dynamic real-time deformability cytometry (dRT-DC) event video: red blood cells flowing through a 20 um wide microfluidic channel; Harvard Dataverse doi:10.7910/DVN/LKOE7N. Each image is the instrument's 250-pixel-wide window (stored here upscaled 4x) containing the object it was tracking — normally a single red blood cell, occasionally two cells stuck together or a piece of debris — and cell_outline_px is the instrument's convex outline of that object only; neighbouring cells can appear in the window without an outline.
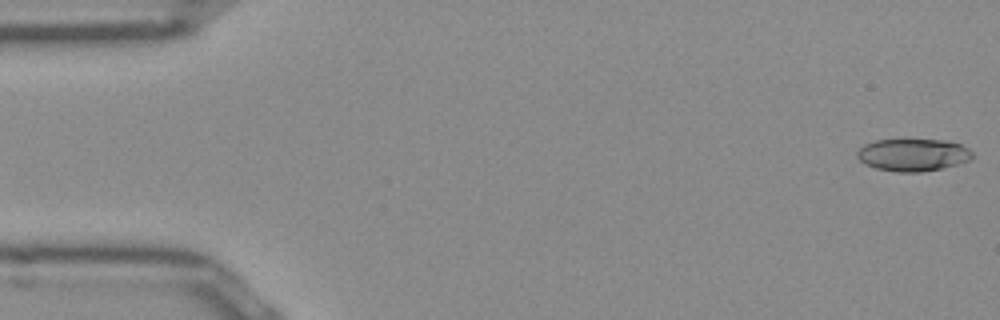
{"species": "Egyptian fruit bat (a non-hibernating species)", "species_latin": "Rousettus aegyptiacus", "temperature_condition": "room temperature", "stored_images_in_passage": 52, "segment_of_instrument_passage": [1, 2], "camera_frame_rate_fps": 3000, "um_per_image_px": 0.085, "frame": {"image": 1, "passage_image": 1, "time_ms": 0.0, "image_size_px": [1000, 320], "cell_outline_px": [[976, 156], [972, 160], [944, 168], [920, 172], [896, 172], [876, 168], [864, 164], [856, 156], [856, 152], [864, 144], [876, 140], [944, 140], [960, 144], [968, 148]], "centroid_in_image_um": [77.63, 13.17], "position_along_channel_um": 7.4, "area_um2": 21.96}}
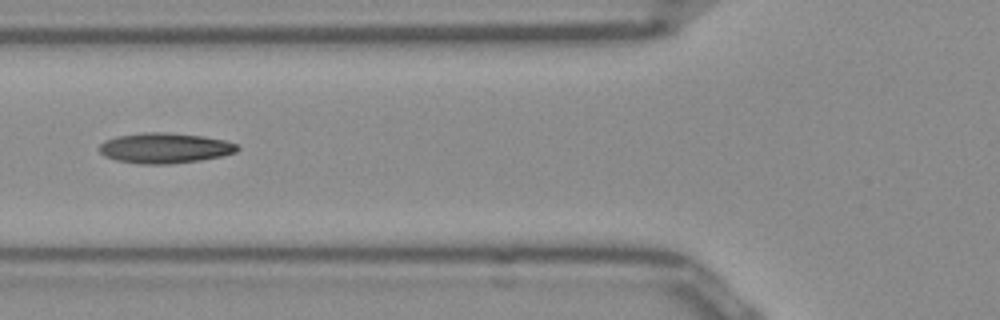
{"frame": {"image": 2, "passage_image": 19, "time_ms": 6.0, "image_size_px": [1000, 320], "cell_outline_px": [[240, 148], [236, 152], [224, 156], [200, 160], [168, 164], [140, 164], [116, 160], [104, 156], [96, 148], [104, 140], [116, 136], [144, 132], [168, 132], [204, 136], [224, 140], [236, 144]], "centroid_in_image_um": [13.98, 12.58], "position_along_channel_um": 111.8, "area_um2": 24.68}}
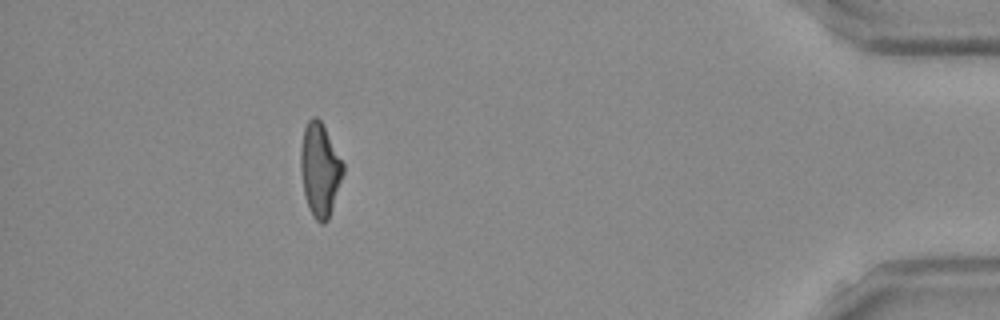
{"frame": {"image": 3, "passage_image": 46, "time_ms": 15.0, "image_size_px": [1000, 320], "cell_outline_px": [[344, 172], [328, 220], [324, 224], [320, 224], [312, 216], [308, 208], [304, 196], [300, 168], [300, 152], [304, 128], [308, 120], [312, 116], [316, 116], [320, 120], [344, 164]], "centroid_in_image_um": [27.17, 14.45], "position_along_channel_um": 408.0, "area_um2": 23.06}}